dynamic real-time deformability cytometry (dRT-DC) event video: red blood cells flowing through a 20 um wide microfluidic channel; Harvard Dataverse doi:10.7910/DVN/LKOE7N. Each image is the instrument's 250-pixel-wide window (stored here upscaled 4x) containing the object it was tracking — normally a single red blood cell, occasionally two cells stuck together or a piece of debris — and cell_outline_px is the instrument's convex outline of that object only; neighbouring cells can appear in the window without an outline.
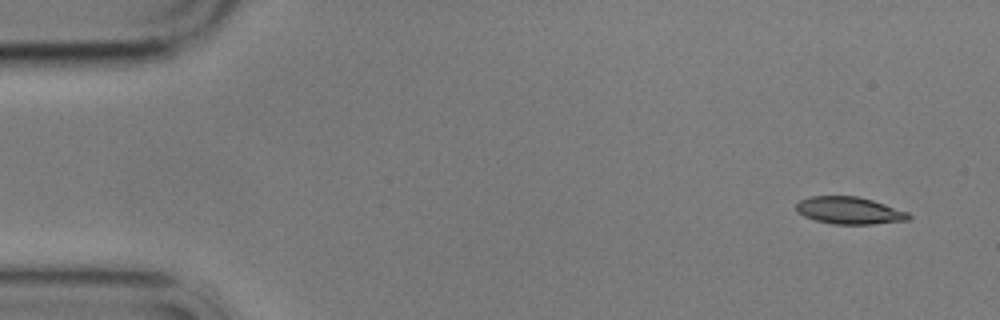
{"species": "common noctule bat (a hibernating species)", "species_latin": "Nyctalus noctula", "temperature_condition": "cold", "stored_images_in_passage": 2, "camera_frame_rate_fps": 3000, "um_per_image_px": 0.085, "animal": {"sex": "male", "body_mass_g": 17.9}, "frame": {"image": 1, "passage_image": 1, "time_ms": 0.0, "image_size_px": [1000, 320], "cell_outline_px": [[912, 216], [908, 220], [872, 224], [832, 224], [816, 220], [804, 216], [796, 212], [796, 204], [800, 200], [812, 196], [856, 196], [872, 200], [908, 212]], "centroid_in_image_um": [72.18, 17.89], "position_along_channel_um": 12.8, "area_um2": 17.74}}